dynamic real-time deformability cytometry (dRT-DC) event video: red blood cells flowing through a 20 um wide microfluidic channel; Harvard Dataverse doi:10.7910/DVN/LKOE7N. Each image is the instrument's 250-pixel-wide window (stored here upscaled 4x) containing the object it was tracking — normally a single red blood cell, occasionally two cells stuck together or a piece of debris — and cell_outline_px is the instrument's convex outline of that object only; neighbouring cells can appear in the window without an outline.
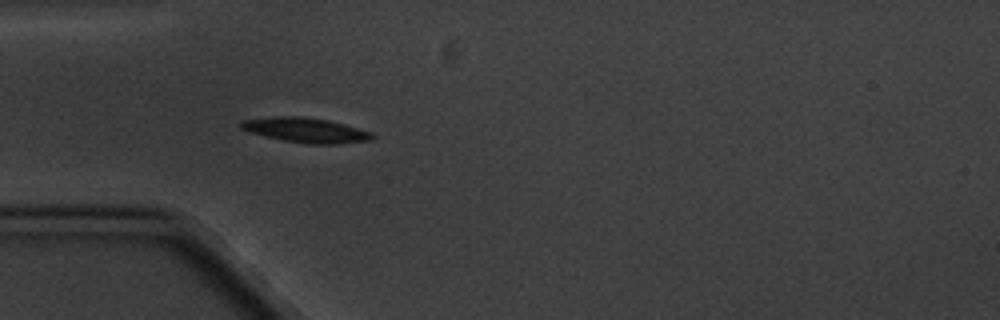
{"species": "common noctule bat (a hibernating species)", "species_latin": "Nyctalus noctula", "temperature_condition": "cold", "stored_images_in_passage": 4, "camera_frame_rate_fps": 3000, "um_per_image_px": 0.085, "animal": {"sex": "male", "body_mass_g": 20.1, "forearm_length_mm": 53.5}, "frame": {"image": 1, "passage_image": 4, "time_ms": 3.667, "image_size_px": [1000, 320], "cell_outline_px": [[376, 136], [372, 140], [336, 144], [312, 144], [284, 140], [248, 132], [240, 128], [240, 120], [276, 116], [304, 116], [328, 120], [344, 124], [372, 132]], "centroid_in_image_um": [25.99, 11.05], "position_along_channel_um": 59.0, "area_um2": 19.02}}